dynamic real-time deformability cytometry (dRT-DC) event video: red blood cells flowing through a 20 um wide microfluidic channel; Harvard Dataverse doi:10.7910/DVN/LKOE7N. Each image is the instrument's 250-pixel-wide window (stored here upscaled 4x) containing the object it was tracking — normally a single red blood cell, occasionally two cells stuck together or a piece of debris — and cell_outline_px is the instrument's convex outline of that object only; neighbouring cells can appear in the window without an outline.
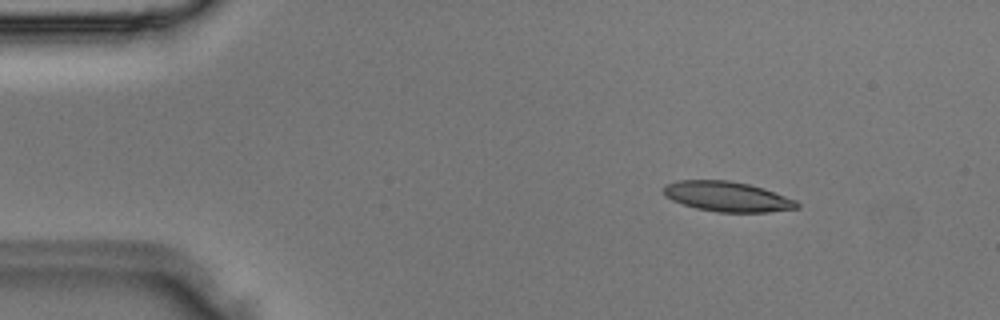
{"species": "Egyptian fruit bat (a non-hibernating species)", "species_latin": "Rousettus aegyptiacus", "temperature_condition": "room temperature", "stored_images_in_passage": 4, "camera_frame_rate_fps": 3000, "um_per_image_px": 0.085, "animal": {"sex": "male"}, "frame": {"image": 1, "passage_image": 2, "time_ms": 0.333, "image_size_px": [1000, 320], "cell_outline_px": [[800, 208], [768, 212], [716, 212], [696, 208], [672, 200], [664, 196], [664, 188], [668, 184], [676, 180], [728, 180], [748, 184], [764, 188], [796, 200], [800, 204]], "centroid_in_image_um": [61.85, 16.71], "position_along_channel_um": 23.2, "area_um2": 23.35}}